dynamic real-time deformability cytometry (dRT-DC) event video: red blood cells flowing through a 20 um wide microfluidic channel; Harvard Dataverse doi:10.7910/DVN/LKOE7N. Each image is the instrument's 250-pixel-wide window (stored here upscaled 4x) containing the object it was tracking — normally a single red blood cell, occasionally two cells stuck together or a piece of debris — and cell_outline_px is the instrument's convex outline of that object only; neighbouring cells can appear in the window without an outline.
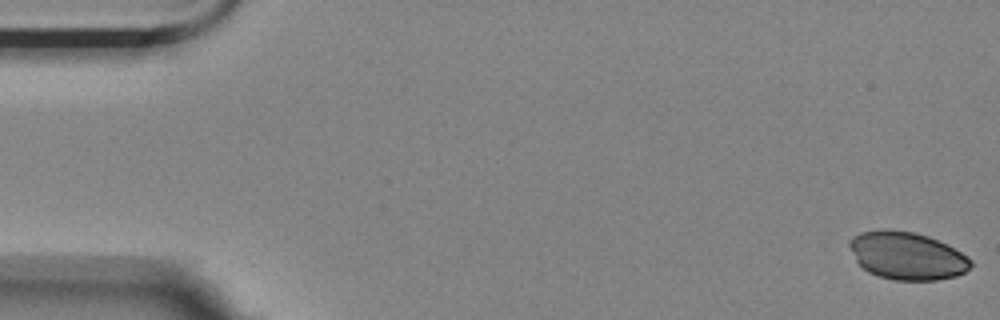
{"species": "Egyptian fruit bat (a non-hibernating species)", "species_latin": "Rousettus aegyptiacus", "temperature_condition": "room temperature", "stored_images_in_passage": 6, "camera_frame_rate_fps": 3000, "um_per_image_px": 0.085, "animal": {"sex": "female"}, "frame": {"image": 1, "passage_image": 1, "time_ms": 0.0, "image_size_px": [1000, 320], "cell_outline_px": [[972, 264], [964, 272], [956, 276], [936, 280], [892, 280], [876, 276], [868, 272], [856, 260], [848, 244], [848, 240], [852, 236], [860, 232], [884, 228], [888, 228], [912, 232], [928, 236], [968, 256], [972, 260]], "centroid_in_image_um": [77.05, 21.73], "position_along_channel_um": 8.0, "area_um2": 33.76}}